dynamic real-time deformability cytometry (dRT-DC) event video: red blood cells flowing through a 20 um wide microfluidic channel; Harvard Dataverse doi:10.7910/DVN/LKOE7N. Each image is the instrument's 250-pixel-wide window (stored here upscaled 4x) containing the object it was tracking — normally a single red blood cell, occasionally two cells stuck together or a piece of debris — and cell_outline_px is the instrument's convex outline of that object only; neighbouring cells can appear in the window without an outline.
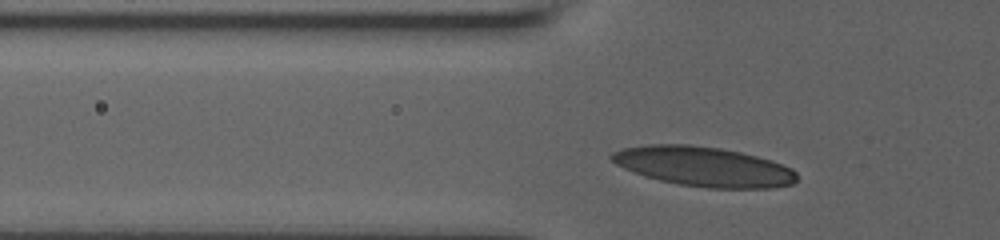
{"species": "human", "species_latin": "Homo sapiens", "temperature_condition": "room temperature", "stored_images_in_passage": 29, "camera_frame_rate_fps": 3000, "um_per_image_px": 0.085, "donor": {"sex": "male"}, "frame": {"image": 1, "passage_image": 7, "time_ms": 1.333, "image_size_px": [1000, 240], "cell_outline_px": [[796, 180], [792, 184], [772, 188], [708, 188], [680, 184], [660, 180], [644, 176], [624, 168], [616, 164], [608, 156], [612, 152], [620, 148], [648, 144], [688, 144], [720, 148], [740, 152], [772, 160], [792, 168], [796, 172]], "centroid_in_image_um": [59.79, 14.15], "position_along_channel_um": 66.0, "area_um2": 42.89}}
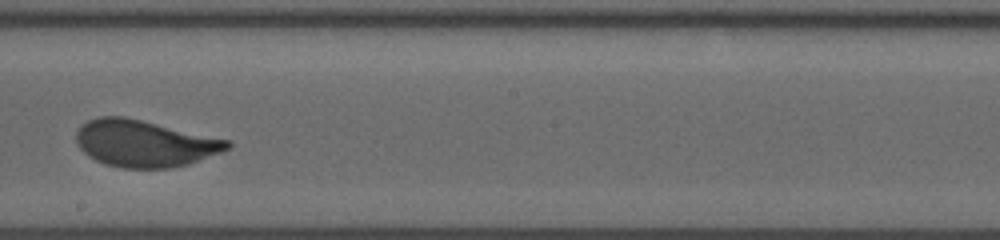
{"frame": {"image": 2, "passage_image": 21, "time_ms": 6.0, "image_size_px": [1000, 240], "cell_outline_px": [[232, 148], [188, 164], [172, 168], [120, 168], [104, 164], [88, 156], [76, 144], [76, 132], [88, 120], [100, 116], [124, 116], [232, 140]], "centroid_in_image_um": [12.31, 12.19], "position_along_channel_um": 235.9, "area_um2": 41.44}}
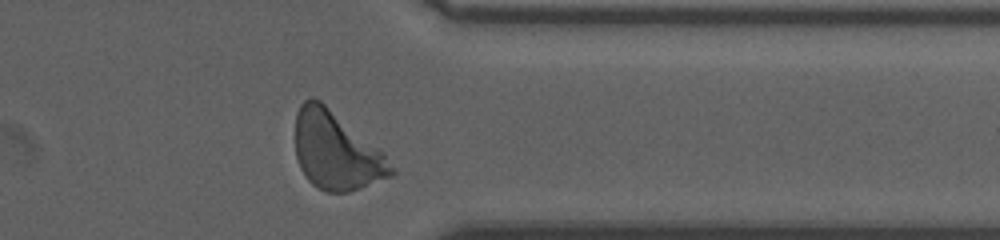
{"frame": {"image": 3, "passage_image": 29, "time_ms": 10.0, "image_size_px": [1000, 240], "cell_outline_px": [[396, 172], [392, 176], [360, 188], [348, 192], [328, 192], [316, 188], [308, 180], [300, 168], [296, 156], [296, 112], [300, 104], [304, 100], [312, 96], [320, 100], [384, 152], [396, 168]], "centroid_in_image_um": [28.59, 12.83], "position_along_channel_um": 382.8, "area_um2": 43.64}, "authors_computed_cell_mechanics": {"area_um2": 41.4426, "velocity_mm_per_s": 3.7804, "shape_relaxation_time_tau1_ms": 3.6131, "shape_relaxation_time_tau2_ms": null, "deformation_change_tau1": 0.1659, "deformation_change_tau2": null}}